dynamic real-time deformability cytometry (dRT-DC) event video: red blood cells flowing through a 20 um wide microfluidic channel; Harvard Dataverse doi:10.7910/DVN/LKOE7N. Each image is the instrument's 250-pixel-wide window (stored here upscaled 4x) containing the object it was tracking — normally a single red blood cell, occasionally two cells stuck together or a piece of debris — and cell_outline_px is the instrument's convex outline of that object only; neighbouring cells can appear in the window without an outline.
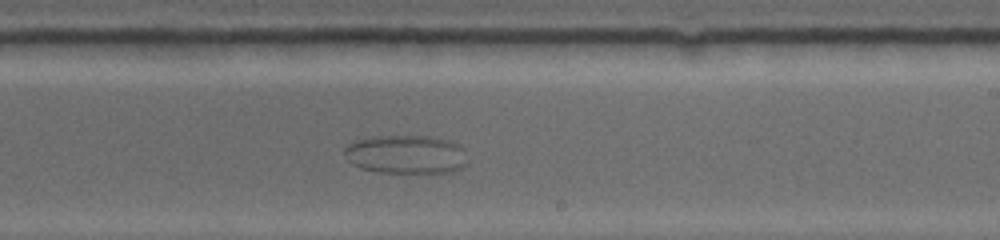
{"species": "common noctule bat (a hibernating species)", "species_latin": "Nyctalus noctula", "temperature_condition": "warm", "stored_images_in_passage": 32, "camera_frame_rate_fps": 5000, "um_per_image_px": 0.085, "animal": {"sex": "female", "body_mass_g": 19.0, "forearm_length_mm": 53.3}, "frame": {"image": 1, "passage_image": 20, "time_ms": 8.2, "image_size_px": [1000, 240], "cell_outline_px": [[468, 164], [452, 172], [432, 176], [380, 172], [360, 168], [352, 164], [348, 160], [344, 152], [344, 148], [348, 144], [356, 140], [376, 136], [428, 136], [448, 140], [460, 144], [464, 148]], "centroid_in_image_um": [34.58, 13.18], "position_along_channel_um": 254.4, "area_um2": 28.84}}
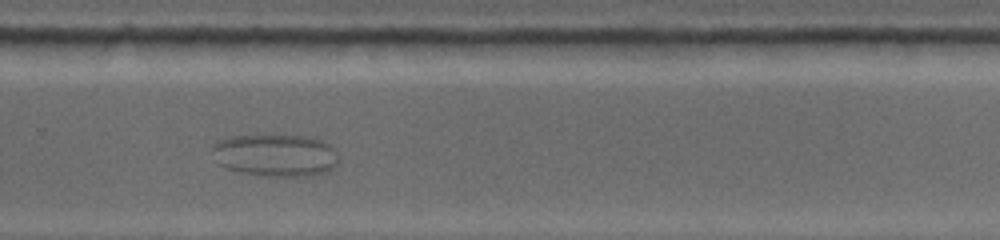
{"frame": {"image": 2, "passage_image": 24, "time_ms": 9.8, "image_size_px": [1000, 240], "cell_outline_px": [[336, 164], [332, 168], [324, 172], [304, 176], [264, 176], [240, 172], [224, 168], [220, 164], [212, 148], [212, 144], [216, 140], [228, 136], [304, 136], [320, 140], [328, 144], [332, 148], [336, 160]], "centroid_in_image_um": [23.34, 13.2], "position_along_channel_um": 306.5, "area_um2": 30.69}}